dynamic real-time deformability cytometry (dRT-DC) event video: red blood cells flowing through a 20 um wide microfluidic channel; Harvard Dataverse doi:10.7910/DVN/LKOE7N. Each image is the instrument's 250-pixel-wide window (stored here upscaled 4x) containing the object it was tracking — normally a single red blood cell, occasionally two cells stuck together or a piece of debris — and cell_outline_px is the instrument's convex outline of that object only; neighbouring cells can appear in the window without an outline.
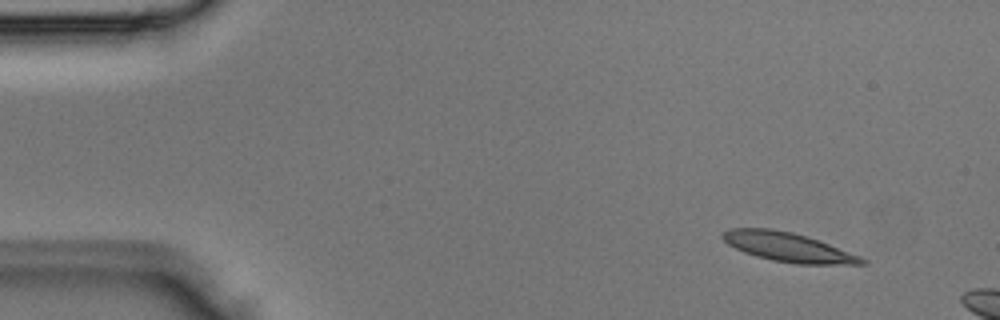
{"species": "Egyptian fruit bat (a non-hibernating species)", "species_latin": "Rousettus aegyptiacus", "temperature_condition": "room temperature", "stored_images_in_passage": 3, "camera_frame_rate_fps": 3000, "um_per_image_px": 0.085, "animal": {"sex": "male"}, "frame": {"image": 1, "passage_image": 1, "time_ms": 0.0, "image_size_px": [1000, 320], "cell_outline_px": [[868, 264], [796, 264], [772, 260], [756, 256], [744, 252], [728, 244], [720, 236], [724, 232], [732, 228], [772, 228], [792, 232], [828, 244], [860, 256], [868, 260]], "centroid_in_image_um": [66.98, 21.01], "position_along_channel_um": 18.0, "area_um2": 23.35}}